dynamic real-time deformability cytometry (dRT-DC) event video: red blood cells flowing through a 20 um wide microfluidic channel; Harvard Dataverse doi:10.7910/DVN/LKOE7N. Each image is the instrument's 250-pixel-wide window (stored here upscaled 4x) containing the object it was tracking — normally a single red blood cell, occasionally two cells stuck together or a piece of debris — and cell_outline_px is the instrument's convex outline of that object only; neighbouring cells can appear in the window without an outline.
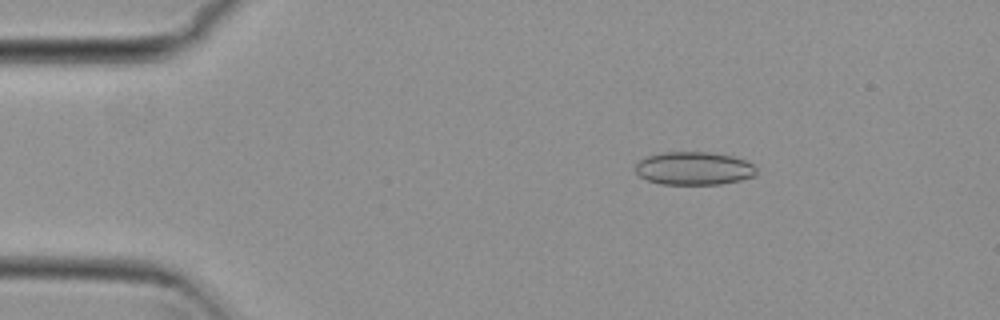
{"species": "common noctule bat (a hibernating species)", "species_latin": "Nyctalus noctula", "temperature_condition": "cold", "stored_images_in_passage": 54, "camera_frame_rate_fps": 3000, "um_per_image_px": 0.085, "animal": {"sex": "female", "body_mass_g": 29.2, "forearm_length_mm": 56.3}, "frame": {"image": 1, "passage_image": 9, "time_ms": 2.667, "image_size_px": [1000, 320], "cell_outline_px": [[756, 176], [740, 180], [720, 184], [660, 184], [648, 180], [640, 176], [636, 172], [636, 164], [640, 160], [648, 156], [664, 152], [712, 152], [732, 156], [744, 160], [752, 164], [756, 168]], "centroid_in_image_um": [59.0, 14.31], "position_along_channel_um": 26.0, "area_um2": 23.29}}
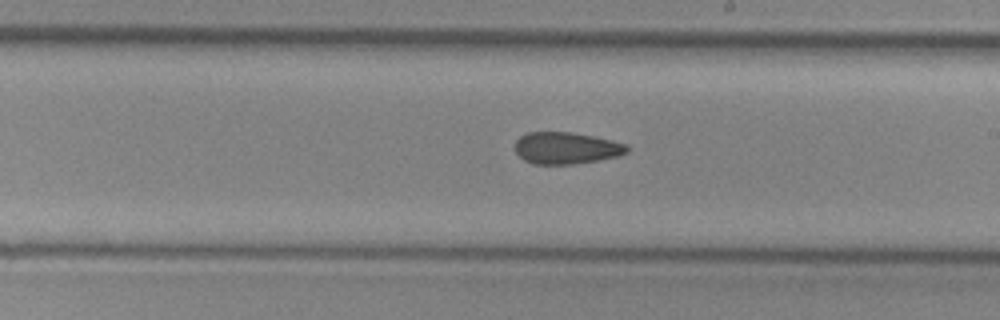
{"frame": {"image": 2, "passage_image": 31, "time_ms": 10.0, "image_size_px": [1000, 320], "cell_outline_px": [[632, 148], [628, 152], [620, 156], [600, 160], [572, 164], [532, 164], [524, 160], [516, 152], [516, 140], [520, 136], [528, 132], [572, 132], [612, 140], [628, 144]], "centroid_in_image_um": [48.19, 12.59], "position_along_channel_um": 240.8, "area_um2": 20.98}}
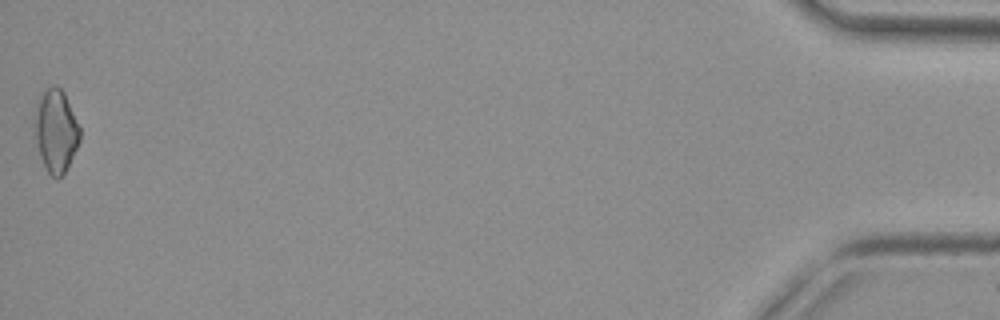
{"frame": {"image": 3, "passage_image": 54, "time_ms": 17.667, "image_size_px": [1000, 320], "cell_outline_px": [[80, 140], [64, 172], [56, 180], [48, 172], [40, 156], [36, 136], [36, 116], [40, 92], [52, 84], [56, 84], [64, 92], [80, 128]], "centroid_in_image_um": [4.76, 11.08], "position_along_channel_um": 430.4, "area_um2": 21.21}, "authors_computed_cell_mechanics": {"area_um2": 21.6461, "velocity_mm_per_s": 3.8161, "shape_relaxation_time_tau1_ms": null, "shape_relaxation_time_tau2_ms": 4.6694, "deformation_change_tau1": null, "deformation_change_tau2": 0.1109}}